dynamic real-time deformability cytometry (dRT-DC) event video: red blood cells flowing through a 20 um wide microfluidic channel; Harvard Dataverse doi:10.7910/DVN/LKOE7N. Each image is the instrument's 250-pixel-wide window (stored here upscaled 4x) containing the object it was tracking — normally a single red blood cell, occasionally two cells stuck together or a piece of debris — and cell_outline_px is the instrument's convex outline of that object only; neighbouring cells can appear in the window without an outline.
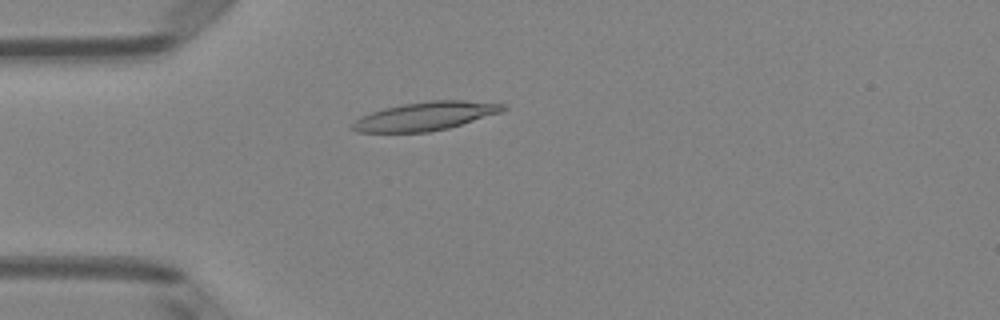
{"species": "Egyptian fruit bat (a non-hibernating species)", "species_latin": "Rousettus aegyptiacus", "temperature_condition": "room temperature", "stored_images_in_passage": 50, "camera_frame_rate_fps": 3000, "um_per_image_px": 0.085, "animal": {"sex": "female"}, "frame": {"image": 1, "passage_image": 14, "time_ms": 4.333, "image_size_px": [1000, 320], "cell_outline_px": [[508, 108], [500, 112], [448, 128], [428, 132], [356, 132], [352, 128], [352, 124], [360, 116], [384, 108], [404, 104], [432, 100], [464, 100], [508, 104]], "centroid_in_image_um": [36.17, 9.86], "position_along_channel_um": 48.8, "area_um2": 24.8}}
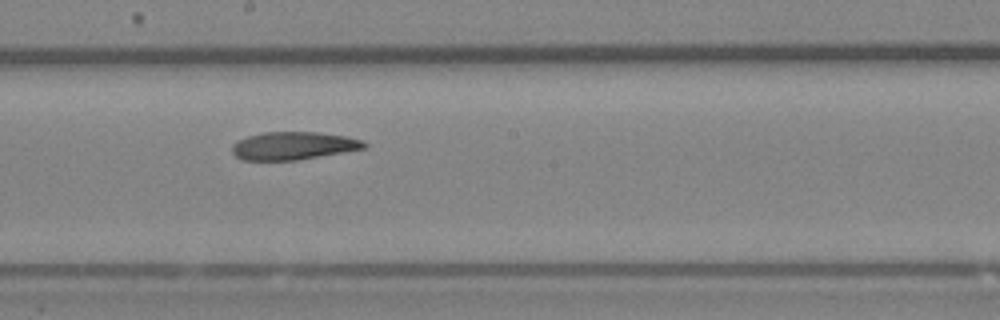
{"frame": {"image": 2, "passage_image": 28, "time_ms": 9.0, "image_size_px": [1000, 320], "cell_outline_px": [[368, 144], [364, 148], [296, 160], [244, 160], [236, 156], [232, 152], [232, 144], [236, 140], [248, 136], [264, 132], [316, 132], [344, 136], [360, 140]], "centroid_in_image_um": [24.87, 12.38], "position_along_channel_um": 223.3, "area_um2": 21.15}}
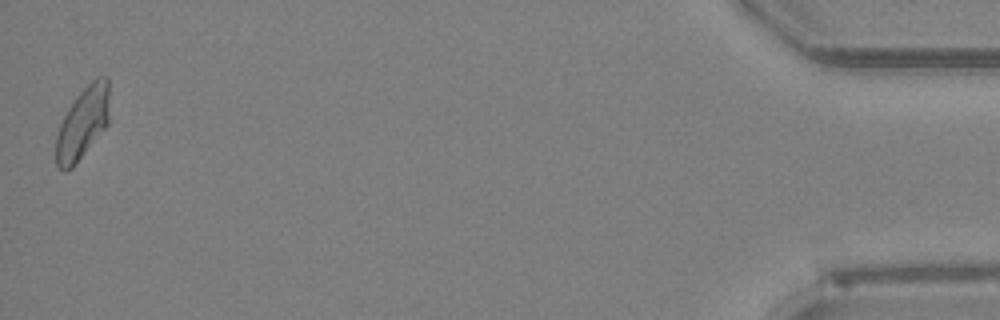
{"frame": {"image": 3, "passage_image": 50, "time_ms": 16.333, "image_size_px": [1000, 320], "cell_outline_px": [[108, 124], [72, 168], [64, 172], [56, 164], [56, 136], [60, 124], [68, 108], [76, 96], [96, 76], [108, 76]], "centroid_in_image_um": [7.02, 10.45], "position_along_channel_um": 428.2, "area_um2": 22.14}, "authors_computed_cell_mechanics": {"area_um2": 22.6865, "velocity_mm_per_s": 4.0322, "shape_relaxation_time_tau1_ms": null, "shape_relaxation_time_tau2_ms": 5.8705, "deformation_change_tau1": null, "deformation_change_tau2": 0.1488}}